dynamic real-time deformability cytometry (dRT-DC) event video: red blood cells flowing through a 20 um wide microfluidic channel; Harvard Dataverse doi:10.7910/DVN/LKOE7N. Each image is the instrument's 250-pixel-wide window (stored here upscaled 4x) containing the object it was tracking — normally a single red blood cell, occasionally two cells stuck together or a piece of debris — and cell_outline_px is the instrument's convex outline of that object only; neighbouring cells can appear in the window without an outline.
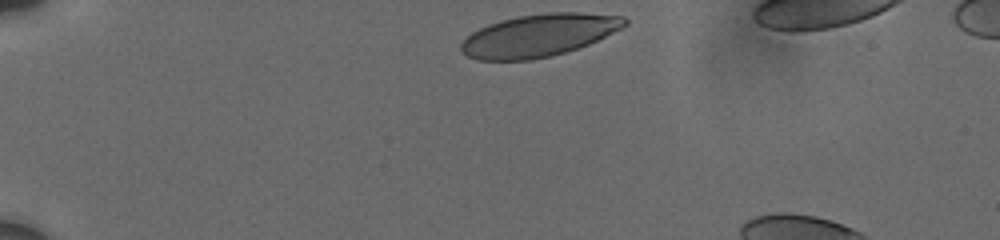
{"species": "human", "species_latin": "Homo sapiens", "temperature_condition": "cold", "stored_images_in_passage": 4, "camera_frame_rate_fps": 3000, "um_per_image_px": 0.085, "donor": {"sex": "male"}, "frame": {"image": 1, "passage_image": 1, "time_ms": 0.0, "image_size_px": [1000, 240], "cell_outline_px": [[628, 24], [588, 44], [564, 52], [532, 60], [476, 60], [468, 56], [460, 48], [460, 44], [472, 32], [488, 24], [500, 20], [516, 16], [548, 12], [576, 12], [624, 16], [628, 20]], "centroid_in_image_um": [45.78, 2.99], "position_along_channel_um": 39.2, "area_um2": 40.17}}
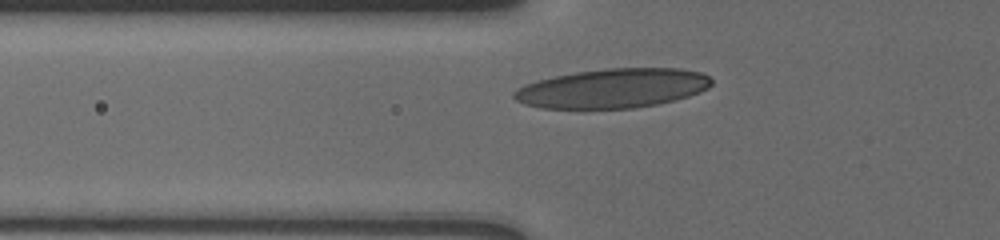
{"frame": {"image": 2, "passage_image": 4, "time_ms": 2.667, "image_size_px": [1000, 240], "cell_outline_px": [[712, 84], [708, 88], [700, 92], [688, 96], [656, 104], [632, 108], [540, 108], [524, 104], [516, 100], [512, 96], [512, 92], [516, 88], [524, 84], [536, 80], [576, 72], [604, 68], [680, 68], [700, 72], [708, 76], [712, 80]], "centroid_in_image_um": [52.05, 7.5], "position_along_channel_um": 73.8, "area_um2": 45.32}}